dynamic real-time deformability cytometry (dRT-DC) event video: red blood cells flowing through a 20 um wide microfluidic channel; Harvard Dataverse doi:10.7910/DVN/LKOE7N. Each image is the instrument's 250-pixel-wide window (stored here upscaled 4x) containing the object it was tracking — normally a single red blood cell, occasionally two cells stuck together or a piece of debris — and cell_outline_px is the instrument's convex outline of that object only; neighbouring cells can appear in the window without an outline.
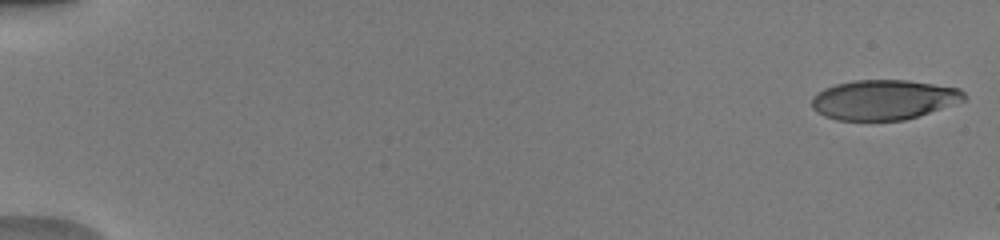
{"species": "human", "species_latin": "Homo sapiens", "temperature_condition": "warm", "stored_images_in_passage": 17, "camera_frame_rate_fps": 3000, "um_per_image_px": 0.085, "donor": {"sex": "male"}, "frame": {"image": 1, "passage_image": 1, "time_ms": 0.0, "image_size_px": [1000, 240], "cell_outline_px": [[968, 96], [964, 100], [904, 120], [836, 120], [824, 116], [816, 112], [812, 108], [812, 96], [816, 92], [824, 88], [836, 84], [856, 80], [908, 80], [960, 88]], "centroid_in_image_um": [75.07, 8.47], "position_along_channel_um": 9.9, "area_um2": 35.32}}
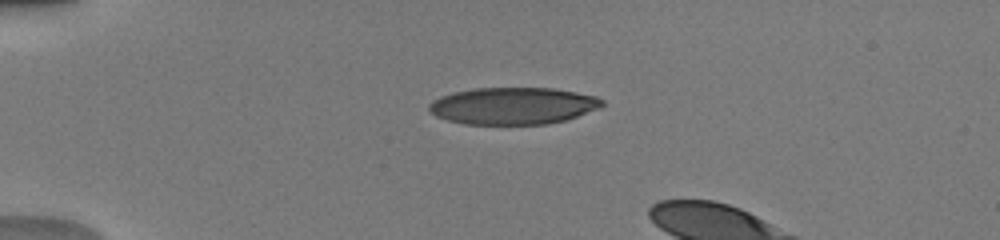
{"frame": {"image": 2, "passage_image": 13, "time_ms": 4.0, "image_size_px": [1000, 240], "cell_outline_px": [[604, 104], [600, 108], [564, 120], [548, 124], [464, 124], [448, 120], [436, 116], [428, 108], [428, 104], [432, 100], [440, 96], [452, 92], [476, 88], [552, 88], [576, 92], [596, 96], [604, 100]], "centroid_in_image_um": [43.6, 8.99], "position_along_channel_um": 41.4, "area_um2": 37.34}}